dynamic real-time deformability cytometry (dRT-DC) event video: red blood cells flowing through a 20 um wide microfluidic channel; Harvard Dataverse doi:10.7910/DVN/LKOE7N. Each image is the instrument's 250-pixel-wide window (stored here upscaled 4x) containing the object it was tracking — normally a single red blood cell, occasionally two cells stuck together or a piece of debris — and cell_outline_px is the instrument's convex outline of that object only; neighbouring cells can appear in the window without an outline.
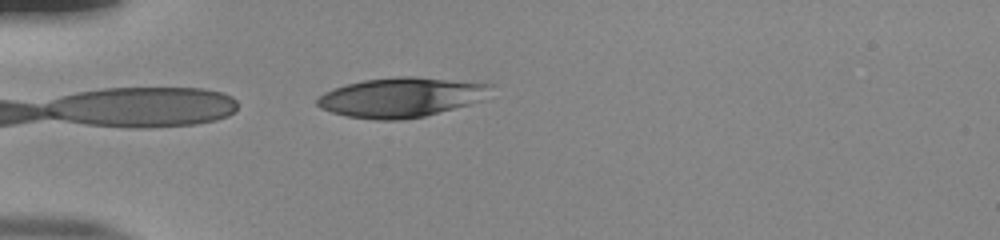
{"species": "human", "species_latin": "Homo sapiens", "temperature_condition": "room temperature", "stored_images_in_passage": 38, "camera_frame_rate_fps": 3000, "um_per_image_px": 0.085, "donor": {"sex": "male"}, "frame": {"image": 1, "passage_image": 1, "time_ms": 0.0, "image_size_px": [1000, 240], "cell_outline_px": [[496, 84], [484, 100], [424, 116], [400, 120], [376, 120], [348, 116], [332, 112], [320, 108], [316, 104], [316, 100], [324, 92], [348, 84], [364, 80], [400, 76], [412, 76]], "centroid_in_image_um": [34.14, 8.27], "position_along_channel_um": 50.9, "area_um2": 40.0}}
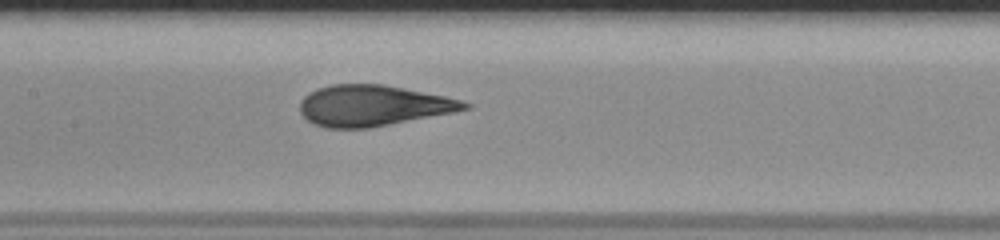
{"frame": {"image": 2, "passage_image": 12, "time_ms": 3.667, "image_size_px": [1000, 240], "cell_outline_px": [[472, 108], [452, 112], [368, 128], [324, 128], [312, 124], [300, 112], [300, 100], [308, 92], [316, 88], [332, 84], [384, 84], [464, 100], [472, 104]], "centroid_in_image_um": [31.67, 8.97], "position_along_channel_um": 175.7, "area_um2": 39.25}}
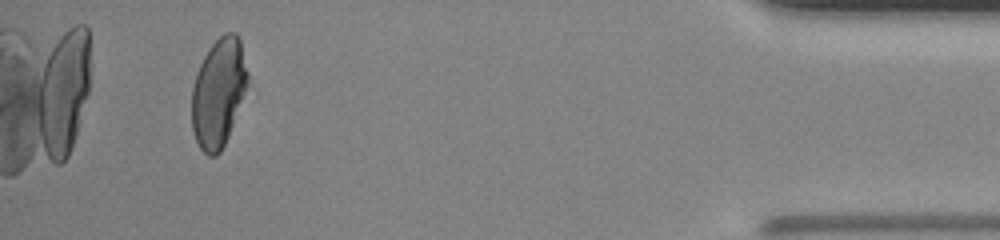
{"frame": {"image": 3, "passage_image": 35, "time_ms": 11.333, "image_size_px": [1000, 240], "cell_outline_px": [[248, 96], [220, 152], [216, 156], [208, 156], [200, 148], [196, 140], [192, 128], [192, 88], [196, 72], [208, 48], [224, 32], [236, 32], [240, 40], [248, 72]], "centroid_in_image_um": [18.61, 7.88], "position_along_channel_um": 416.6, "area_um2": 36.18}, "authors_computed_cell_mechanics": {"area_um2": 39.7953, "velocity_mm_per_s": 3.9031, "shape_relaxation_time_tau1_ms": 5.957, "shape_relaxation_time_tau2_ms": null, "deformation_change_tau1": 0.211, "deformation_change_tau2": null}}